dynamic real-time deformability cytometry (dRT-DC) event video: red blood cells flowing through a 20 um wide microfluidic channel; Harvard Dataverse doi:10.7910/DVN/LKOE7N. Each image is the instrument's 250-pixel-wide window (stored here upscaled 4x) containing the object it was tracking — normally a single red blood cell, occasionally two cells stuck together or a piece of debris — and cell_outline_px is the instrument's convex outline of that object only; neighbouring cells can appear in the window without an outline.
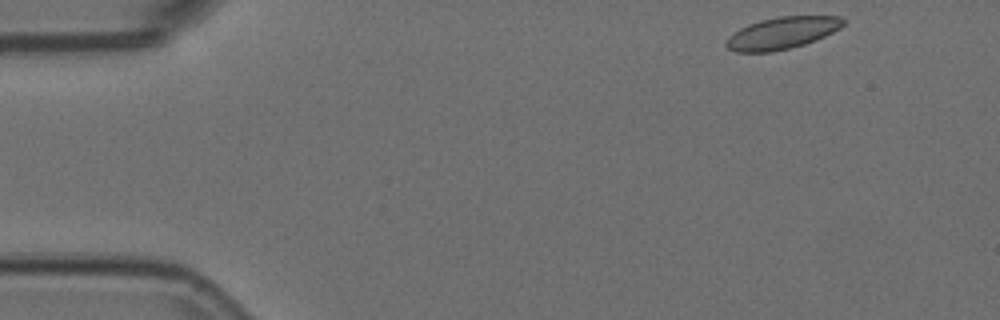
{"species": "Egyptian fruit bat (a non-hibernating species)", "species_latin": "Rousettus aegyptiacus", "temperature_condition": "room temperature", "stored_images_in_passage": 5, "camera_frame_rate_fps": 3000, "um_per_image_px": 0.085, "animal": {"sex": "female"}, "frame": {"image": 1, "passage_image": 1, "time_ms": 0.0, "image_size_px": [1000, 320], "cell_outline_px": [[844, 24], [840, 28], [816, 40], [804, 44], [772, 52], [736, 52], [728, 48], [724, 44], [728, 36], [740, 28], [748, 24], [760, 20], [780, 16], [840, 16], [844, 20]], "centroid_in_image_um": [66.45, 2.8], "position_along_channel_um": 18.6, "area_um2": 21.73}}